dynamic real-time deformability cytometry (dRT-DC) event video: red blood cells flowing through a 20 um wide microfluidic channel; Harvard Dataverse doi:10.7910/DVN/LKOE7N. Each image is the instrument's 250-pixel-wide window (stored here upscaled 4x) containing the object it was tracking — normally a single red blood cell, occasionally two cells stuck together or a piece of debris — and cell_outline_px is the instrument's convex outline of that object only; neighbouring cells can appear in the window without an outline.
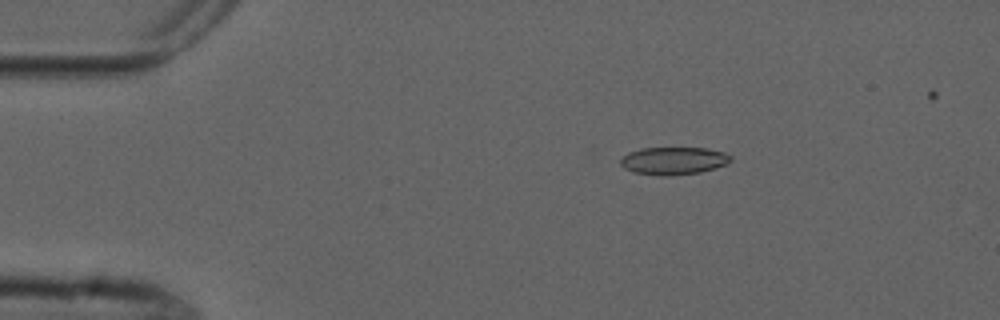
{"species": "common noctule bat (a hibernating species)", "species_latin": "Nyctalus noctula", "temperature_condition": "cold", "stored_images_in_passage": 3, "camera_frame_rate_fps": 3000, "um_per_image_px": 0.085, "animal": {"sex": "male", "forearm_length_mm": 52.5}, "frame": {"image": 1, "passage_image": 1, "time_ms": 0.0, "image_size_px": [1000, 320], "cell_outline_px": [[732, 160], [728, 164], [716, 168], [700, 172], [672, 176], [660, 176], [632, 172], [624, 168], [620, 164], [620, 160], [628, 152], [640, 148], [708, 148], [724, 152], [732, 156]], "centroid_in_image_um": [57.27, 13.67], "position_along_channel_um": 27.7, "area_um2": 18.03}}
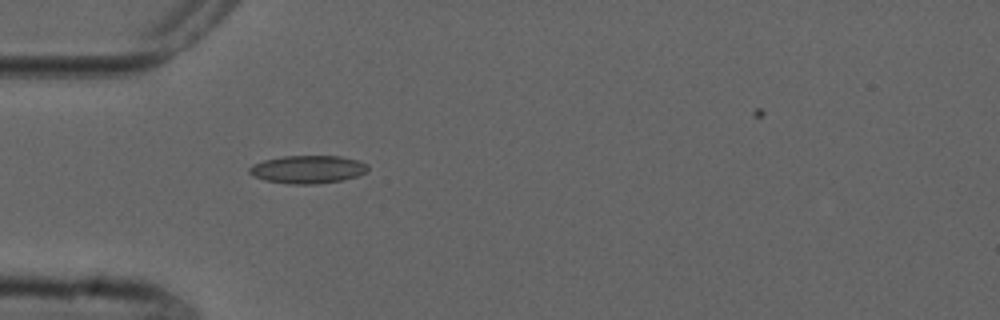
{"frame": {"image": 2, "passage_image": 3, "time_ms": 2.333, "image_size_px": [1000, 320], "cell_outline_px": [[368, 172], [344, 180], [316, 184], [288, 184], [264, 180], [252, 176], [248, 172], [248, 168], [252, 164], [264, 160], [284, 156], [340, 156], [360, 160], [368, 164]], "centroid_in_image_um": [26.17, 14.4], "position_along_channel_um": 58.8, "area_um2": 19.59}}